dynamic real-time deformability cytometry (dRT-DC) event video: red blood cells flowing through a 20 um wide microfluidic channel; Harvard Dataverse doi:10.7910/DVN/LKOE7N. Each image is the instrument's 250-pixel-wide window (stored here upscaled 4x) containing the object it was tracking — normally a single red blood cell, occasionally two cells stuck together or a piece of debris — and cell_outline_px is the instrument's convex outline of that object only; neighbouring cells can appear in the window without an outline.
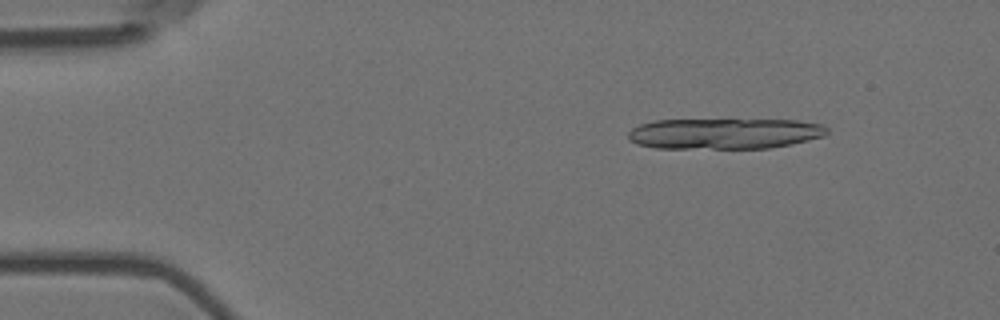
{"species": "Egyptian fruit bat (a non-hibernating species)", "species_latin": "Rousettus aegyptiacus", "temperature_condition": "room temperature", "stored_images_in_passage": 11, "camera_frame_rate_fps": 3000, "um_per_image_px": 0.085, "animal": {"sex": "female"}, "frame": {"image": 1, "passage_image": 2, "time_ms": 0.333, "image_size_px": [1000, 320], "cell_outline_px": [[828, 132], [824, 136], [808, 140], [768, 148], [656, 148], [636, 144], [628, 140], [628, 132], [632, 128], [640, 124], [652, 120], [796, 120], [820, 124], [828, 128]], "centroid_in_image_um": [61.53, 11.35], "position_along_channel_um": 23.5, "area_um2": 35.6}}
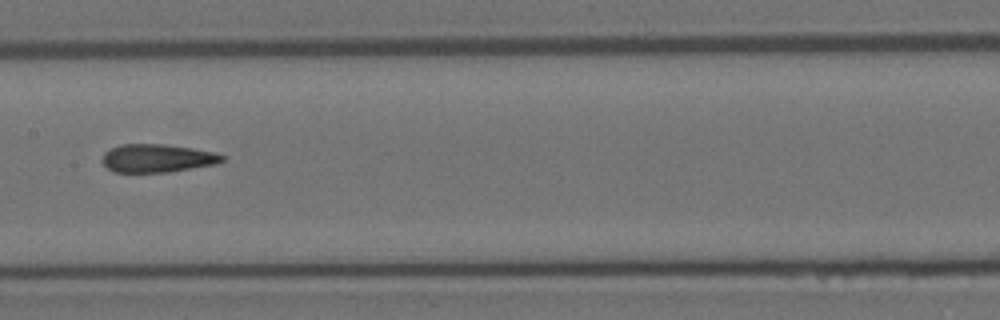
{"frame": {"image": 2, "passage_image": 8, "time_ms": 2.333, "image_size_px": [1000, 320], "cell_outline_px": [[224, 160], [216, 164], [168, 172], [112, 172], [100, 160], [104, 152], [120, 144], [164, 144], [192, 148], [216, 152], [224, 156]], "centroid_in_image_um": [13.35, 13.44], "position_along_channel_um": 194.1, "area_um2": 19.77}}
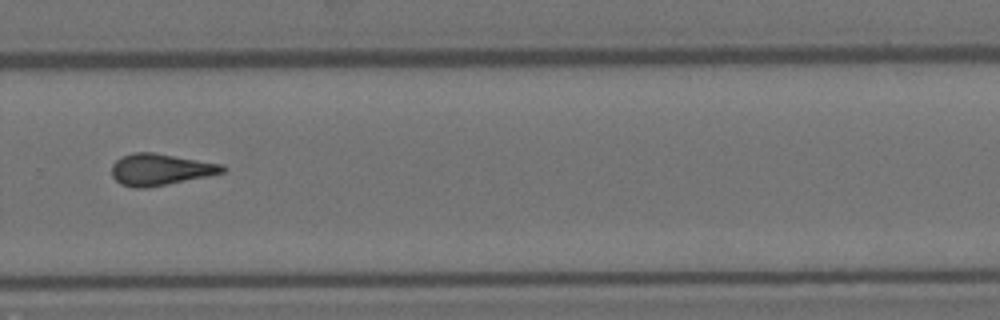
{"frame": {"image": 3, "passage_image": 11, "time_ms": 3.333, "image_size_px": [1000, 320], "cell_outline_px": [[228, 168], [224, 172], [148, 188], [132, 188], [120, 184], [112, 176], [112, 164], [120, 156], [132, 152], [152, 152], [224, 164]], "centroid_in_image_um": [13.6, 14.4], "position_along_channel_um": 316.2, "area_um2": 20.46}}